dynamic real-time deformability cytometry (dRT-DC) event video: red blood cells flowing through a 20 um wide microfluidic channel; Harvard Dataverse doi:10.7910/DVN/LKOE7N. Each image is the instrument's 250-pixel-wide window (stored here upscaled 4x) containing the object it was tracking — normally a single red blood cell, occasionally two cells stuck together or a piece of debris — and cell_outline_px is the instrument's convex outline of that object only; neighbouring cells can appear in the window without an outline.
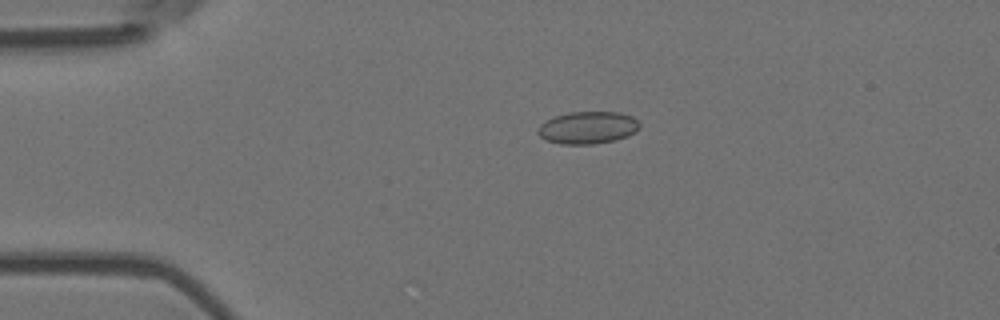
{"species": "Egyptian fruit bat (a non-hibernating species)", "species_latin": "Rousettus aegyptiacus", "temperature_condition": "room temperature", "stored_images_in_passage": 47, "camera_frame_rate_fps": 3000, "um_per_image_px": 0.085, "animal": {"sex": "female"}, "frame": {"image": 1, "passage_image": 3, "time_ms": 0.667, "image_size_px": [1000, 320], "cell_outline_px": [[640, 128], [636, 132], [628, 136], [616, 140], [592, 144], [560, 144], [548, 140], [540, 136], [536, 132], [540, 124], [544, 120], [568, 112], [620, 112], [632, 116], [640, 124]], "centroid_in_image_um": [49.97, 10.85], "position_along_channel_um": 35.0, "area_um2": 19.31}}
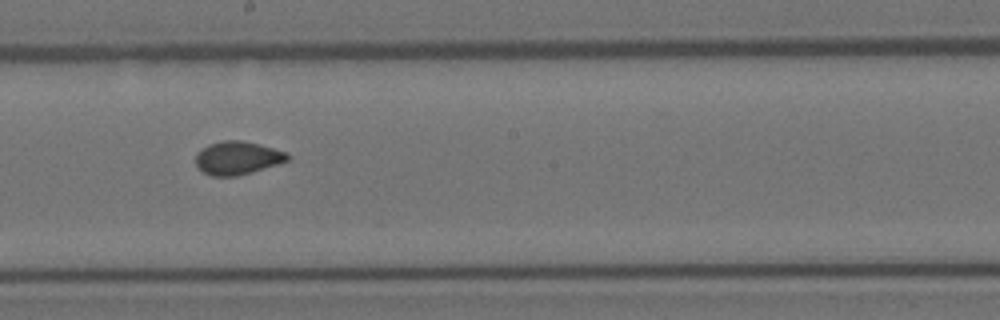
{"frame": {"image": 2, "passage_image": 22, "time_ms": 7.0, "image_size_px": [1000, 320], "cell_outline_px": [[292, 156], [288, 160], [252, 172], [236, 176], [212, 176], [204, 172], [196, 164], [196, 152], [208, 144], [224, 140], [240, 140], [260, 144], [288, 152]], "centroid_in_image_um": [20.2, 13.41], "position_along_channel_um": 228.0, "area_um2": 17.8}}
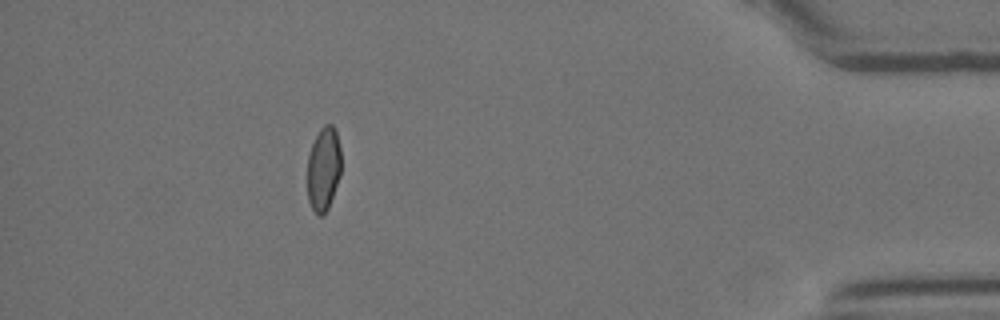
{"frame": {"image": 3, "passage_image": 41, "time_ms": 13.333, "image_size_px": [1000, 320], "cell_outline_px": [[340, 176], [328, 208], [324, 216], [316, 216], [308, 200], [308, 156], [312, 144], [320, 128], [324, 124], [332, 124], [336, 128], [340, 148]], "centroid_in_image_um": [27.5, 14.35], "position_along_channel_um": 407.7, "area_um2": 16.65}, "authors_computed_cell_mechanics": {"area_um2": 17.629, "velocity_mm_per_s": 3.669, "shape_relaxation_time_tau1_ms": null, "shape_relaxation_time_tau2_ms": 1.2946, "deformation_change_tau1": null, "deformation_change_tau2": 0.0451}}